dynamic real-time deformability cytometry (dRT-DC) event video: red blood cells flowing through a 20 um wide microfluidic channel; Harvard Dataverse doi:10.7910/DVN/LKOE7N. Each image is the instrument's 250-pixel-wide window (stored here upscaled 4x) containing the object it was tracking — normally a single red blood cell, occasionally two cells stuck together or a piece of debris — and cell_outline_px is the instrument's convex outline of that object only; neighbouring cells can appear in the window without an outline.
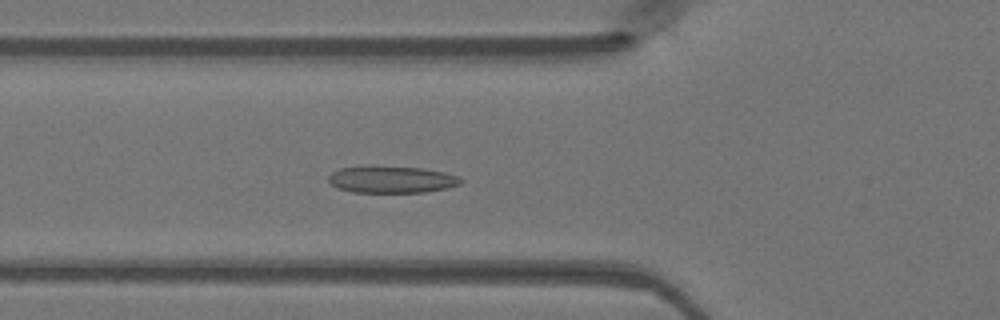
{"species": "Egyptian fruit bat (a non-hibernating species)", "species_latin": "Rousettus aegyptiacus", "temperature_condition": "warm", "stored_images_in_passage": 49, "camera_frame_rate_fps": 3000, "um_per_image_px": 0.085, "animal": {"sex": "female"}, "frame": {"image": 1, "passage_image": 18, "time_ms": 5.667, "image_size_px": [1000, 320], "cell_outline_px": [[464, 180], [460, 184], [448, 188], [424, 192], [352, 192], [336, 188], [328, 180], [328, 176], [332, 172], [340, 168], [424, 168], [444, 172], [460, 176]], "centroid_in_image_um": [33.35, 15.29], "position_along_channel_um": 92.5, "area_um2": 20.17}}
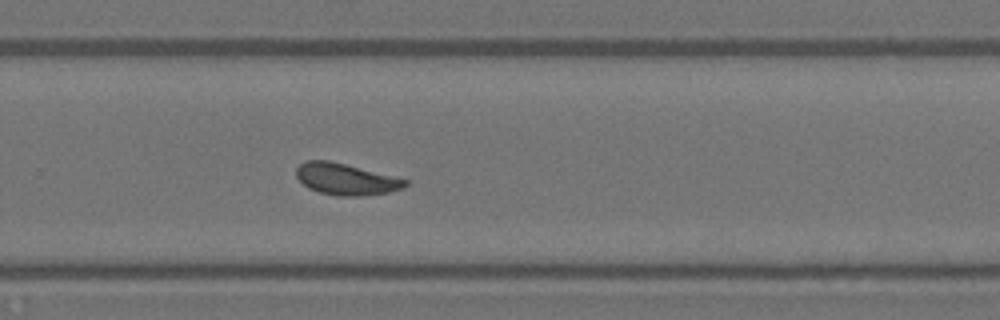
{"frame": {"image": 2, "passage_image": 33, "time_ms": 10.667, "image_size_px": [1000, 320], "cell_outline_px": [[408, 184], [404, 188], [388, 192], [360, 196], [340, 196], [320, 192], [308, 188], [296, 176], [296, 168], [300, 164], [308, 160], [328, 160], [408, 180]], "centroid_in_image_um": [29.39, 15.23], "position_along_channel_um": 300.4, "area_um2": 19.65}}
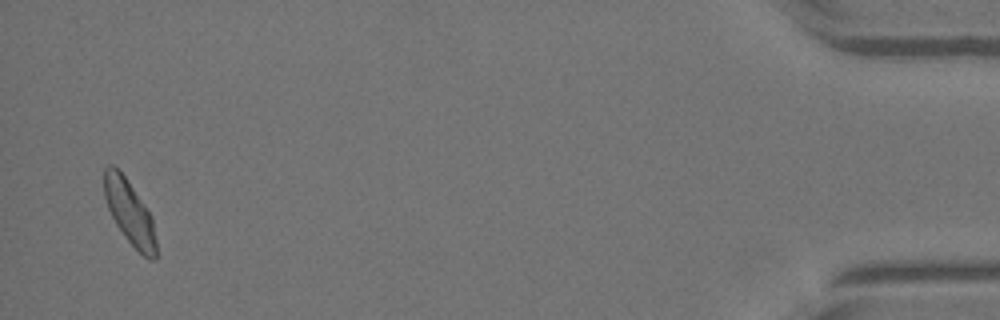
{"frame": {"image": 3, "passage_image": 48, "time_ms": 15.667, "image_size_px": [1000, 320], "cell_outline_px": [[156, 260], [148, 260], [124, 236], [116, 224], [108, 208], [104, 196], [104, 168], [108, 164], [112, 164], [124, 176], [144, 204], [152, 216], [156, 240]], "centroid_in_image_um": [11.02, 18.06], "position_along_channel_um": 424.2, "area_um2": 19.19}}